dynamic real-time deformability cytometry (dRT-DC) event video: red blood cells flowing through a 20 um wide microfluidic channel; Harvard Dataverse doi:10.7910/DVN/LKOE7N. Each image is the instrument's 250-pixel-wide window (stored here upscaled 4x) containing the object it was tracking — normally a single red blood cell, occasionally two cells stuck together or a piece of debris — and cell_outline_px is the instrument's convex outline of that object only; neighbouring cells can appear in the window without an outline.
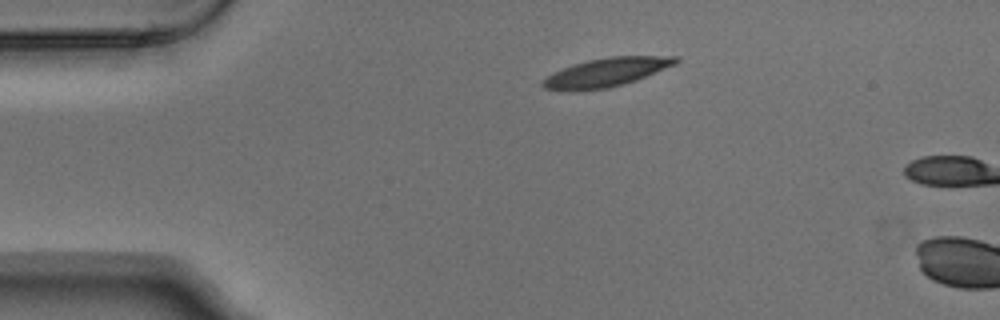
{"species": "Egyptian fruit bat (a non-hibernating species)", "species_latin": "Rousettus aegyptiacus", "temperature_condition": "warm", "stored_images_in_passage": 2, "camera_frame_rate_fps": 3000, "um_per_image_px": 0.085, "animal": {"sex": "male"}, "frame": {"image": 1, "passage_image": 1, "time_ms": 0.0, "image_size_px": [1000, 320], "cell_outline_px": [[680, 60], [676, 64], [636, 80], [624, 84], [608, 88], [544, 88], [540, 84], [548, 76], [572, 64], [588, 60], [612, 56], [680, 56]], "centroid_in_image_um": [51.67, 6.09], "position_along_channel_um": 33.3, "area_um2": 21.33}}